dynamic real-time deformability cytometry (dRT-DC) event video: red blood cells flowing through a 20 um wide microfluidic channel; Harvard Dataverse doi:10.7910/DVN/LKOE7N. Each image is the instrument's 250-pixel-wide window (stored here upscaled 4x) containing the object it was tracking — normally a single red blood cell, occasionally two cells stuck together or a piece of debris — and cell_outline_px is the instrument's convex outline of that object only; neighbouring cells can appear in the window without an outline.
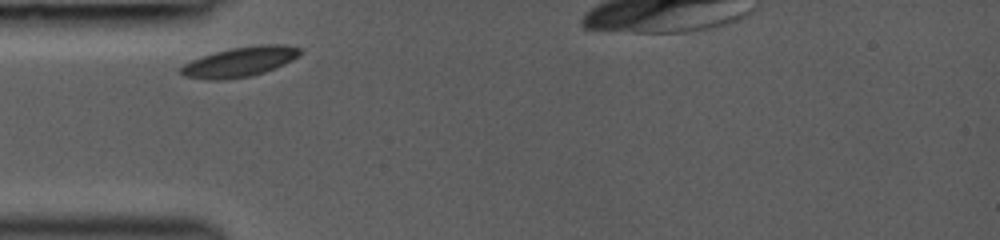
{"species": "common noctule bat (a hibernating species)", "species_latin": "Nyctalus noctula", "temperature_condition": "room temperature", "stored_images_in_passage": 8, "camera_frame_rate_fps": 3000, "um_per_image_px": 0.085, "animal": {"sex": "female", "body_mass_g": 19.0, "forearm_length_mm": 53.3}, "frame": {"image": 1, "passage_image": 1, "time_ms": 0.0, "image_size_px": [1000, 240], "cell_outline_px": [[300, 52], [292, 60], [284, 64], [264, 72], [252, 76], [224, 80], [208, 80], [184, 76], [180, 72], [180, 68], [184, 64], [192, 60], [216, 52], [232, 48], [260, 44], [284, 44], [300, 48]], "centroid_in_image_um": [20.38, 5.26], "position_along_channel_um": 64.6, "area_um2": 20.52}}
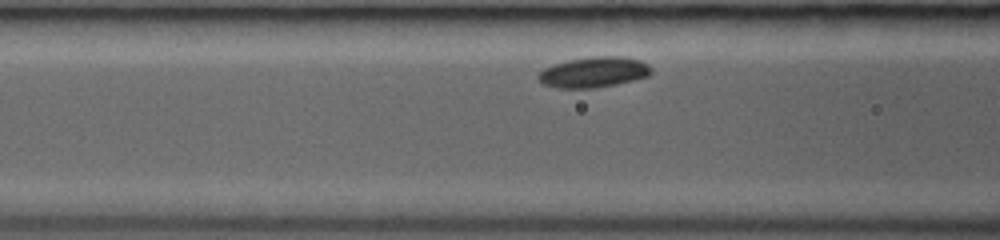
{"frame": {"image": 2, "passage_image": 4, "time_ms": 1.333, "image_size_px": [1000, 240], "cell_outline_px": [[652, 72], [648, 76], [616, 84], [596, 88], [556, 88], [544, 84], [536, 76], [544, 68], [552, 64], [568, 60], [592, 56], [624, 56], [640, 60], [648, 64], [652, 68]], "centroid_in_image_um": [50.47, 6.13], "position_along_channel_um": 116.1, "area_um2": 20.23}}
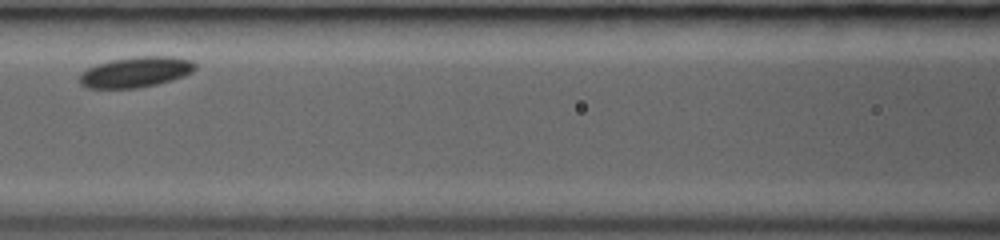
{"frame": {"image": 3, "passage_image": 6, "time_ms": 2.333, "image_size_px": [1000, 240], "cell_outline_px": [[196, 68], [192, 72], [184, 76], [172, 80], [140, 88], [84, 88], [80, 84], [80, 72], [96, 64], [112, 60], [136, 56], [172, 56], [192, 60], [196, 64]], "centroid_in_image_um": [11.54, 6.12], "position_along_channel_um": 155.1, "area_um2": 20.75}}